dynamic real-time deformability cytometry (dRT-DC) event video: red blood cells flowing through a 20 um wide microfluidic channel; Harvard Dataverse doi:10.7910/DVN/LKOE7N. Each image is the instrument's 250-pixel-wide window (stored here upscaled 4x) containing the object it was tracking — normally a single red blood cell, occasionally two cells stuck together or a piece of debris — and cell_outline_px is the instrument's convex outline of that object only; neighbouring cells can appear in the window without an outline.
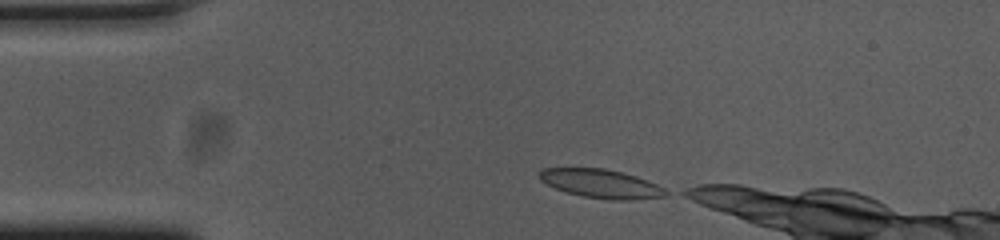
{"species": "common noctule bat (a hibernating species)", "species_latin": "Nyctalus noctula", "temperature_condition": "cold", "stored_images_in_passage": 17, "camera_frame_rate_fps": 3000, "um_per_image_px": 0.085, "animal": {"sex": "female", "body_mass_g": 23.0, "forearm_length_mm": 53.4}, "frame": {"image": 1, "passage_image": 1, "time_ms": 0.0, "image_size_px": [1000, 240], "cell_outline_px": [[672, 192], [668, 196], [632, 200], [612, 200], [584, 196], [568, 192], [556, 188], [540, 180], [536, 176], [536, 172], [544, 168], [604, 168], [636, 176], [656, 184]], "centroid_in_image_um": [51.11, 15.61], "position_along_channel_um": 33.9, "area_um2": 21.21}}
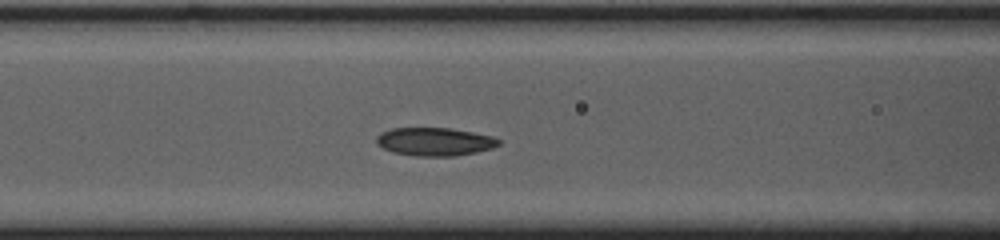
{"frame": {"image": 2, "passage_image": 12, "time_ms": 3.667, "image_size_px": [1000, 240], "cell_outline_px": [[500, 144], [492, 148], [476, 152], [456, 156], [416, 156], [392, 152], [376, 144], [376, 136], [392, 128], [448, 128], [472, 132], [492, 136], [500, 140]], "centroid_in_image_um": [36.95, 12.05], "position_along_channel_um": 129.7, "area_um2": 20.0}}
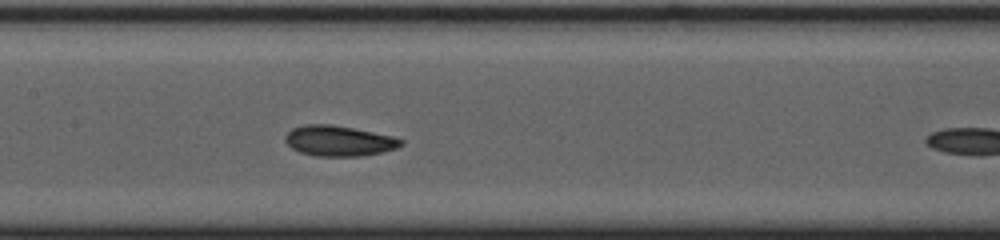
{"frame": {"image": 3, "passage_image": 16, "time_ms": 5.0, "image_size_px": [1000, 240], "cell_outline_px": [[404, 144], [396, 148], [380, 152], [360, 156], [316, 156], [300, 152], [292, 148], [284, 140], [284, 136], [292, 128], [304, 124], [332, 124], [392, 136], [404, 140]], "centroid_in_image_um": [28.78, 11.97], "position_along_channel_um": 178.6, "area_um2": 20.46}}